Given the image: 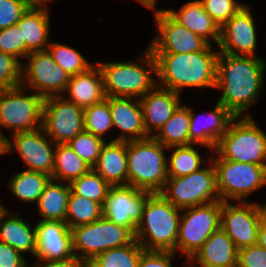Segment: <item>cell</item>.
Masks as SVG:
<instances>
[{
    "instance_id": "obj_1",
    "label": "cell",
    "mask_w": 266,
    "mask_h": 267,
    "mask_svg": "<svg viewBox=\"0 0 266 267\" xmlns=\"http://www.w3.org/2000/svg\"><path fill=\"white\" fill-rule=\"evenodd\" d=\"M266 63L255 56L219 53L216 87L224 91L217 101L234 117L252 106L263 88Z\"/></svg>"
},
{
    "instance_id": "obj_2",
    "label": "cell",
    "mask_w": 266,
    "mask_h": 267,
    "mask_svg": "<svg viewBox=\"0 0 266 267\" xmlns=\"http://www.w3.org/2000/svg\"><path fill=\"white\" fill-rule=\"evenodd\" d=\"M156 60L157 86L178 94L185 87H216L219 51L211 44L191 53H153Z\"/></svg>"
},
{
    "instance_id": "obj_3",
    "label": "cell",
    "mask_w": 266,
    "mask_h": 267,
    "mask_svg": "<svg viewBox=\"0 0 266 267\" xmlns=\"http://www.w3.org/2000/svg\"><path fill=\"white\" fill-rule=\"evenodd\" d=\"M181 211L160 193L151 194L144 206L141 221L136 226L137 242L144 250L176 253Z\"/></svg>"
},
{
    "instance_id": "obj_4",
    "label": "cell",
    "mask_w": 266,
    "mask_h": 267,
    "mask_svg": "<svg viewBox=\"0 0 266 267\" xmlns=\"http://www.w3.org/2000/svg\"><path fill=\"white\" fill-rule=\"evenodd\" d=\"M169 150L153 136L127 142L128 185L153 193H160L168 179Z\"/></svg>"
},
{
    "instance_id": "obj_5",
    "label": "cell",
    "mask_w": 266,
    "mask_h": 267,
    "mask_svg": "<svg viewBox=\"0 0 266 267\" xmlns=\"http://www.w3.org/2000/svg\"><path fill=\"white\" fill-rule=\"evenodd\" d=\"M141 59L143 65L149 67L148 70L142 63L140 65L130 62L97 63L103 78L105 96L141 98L157 85L156 79H153L150 73L153 71L156 75V60L149 48Z\"/></svg>"
},
{
    "instance_id": "obj_6",
    "label": "cell",
    "mask_w": 266,
    "mask_h": 267,
    "mask_svg": "<svg viewBox=\"0 0 266 267\" xmlns=\"http://www.w3.org/2000/svg\"><path fill=\"white\" fill-rule=\"evenodd\" d=\"M71 234L74 256L87 264L109 249L137 243L136 226H121L104 216L71 228Z\"/></svg>"
},
{
    "instance_id": "obj_7",
    "label": "cell",
    "mask_w": 266,
    "mask_h": 267,
    "mask_svg": "<svg viewBox=\"0 0 266 267\" xmlns=\"http://www.w3.org/2000/svg\"><path fill=\"white\" fill-rule=\"evenodd\" d=\"M214 150L222 159L266 166V133L250 115L234 117Z\"/></svg>"
},
{
    "instance_id": "obj_8",
    "label": "cell",
    "mask_w": 266,
    "mask_h": 267,
    "mask_svg": "<svg viewBox=\"0 0 266 267\" xmlns=\"http://www.w3.org/2000/svg\"><path fill=\"white\" fill-rule=\"evenodd\" d=\"M189 175L168 178L160 194L175 207L186 208L221 201L213 162Z\"/></svg>"
},
{
    "instance_id": "obj_9",
    "label": "cell",
    "mask_w": 266,
    "mask_h": 267,
    "mask_svg": "<svg viewBox=\"0 0 266 267\" xmlns=\"http://www.w3.org/2000/svg\"><path fill=\"white\" fill-rule=\"evenodd\" d=\"M212 156L221 201L244 202L248 195L266 185V166L240 163Z\"/></svg>"
},
{
    "instance_id": "obj_10",
    "label": "cell",
    "mask_w": 266,
    "mask_h": 267,
    "mask_svg": "<svg viewBox=\"0 0 266 267\" xmlns=\"http://www.w3.org/2000/svg\"><path fill=\"white\" fill-rule=\"evenodd\" d=\"M23 85L0 90V126L12 129V134L42 127L44 98L37 93L26 95Z\"/></svg>"
},
{
    "instance_id": "obj_11",
    "label": "cell",
    "mask_w": 266,
    "mask_h": 267,
    "mask_svg": "<svg viewBox=\"0 0 266 267\" xmlns=\"http://www.w3.org/2000/svg\"><path fill=\"white\" fill-rule=\"evenodd\" d=\"M222 201L183 209L179 220L176 250L190 259L211 234L220 228Z\"/></svg>"
},
{
    "instance_id": "obj_12",
    "label": "cell",
    "mask_w": 266,
    "mask_h": 267,
    "mask_svg": "<svg viewBox=\"0 0 266 267\" xmlns=\"http://www.w3.org/2000/svg\"><path fill=\"white\" fill-rule=\"evenodd\" d=\"M42 128L53 145L67 144L84 131V109L63 95L44 98Z\"/></svg>"
},
{
    "instance_id": "obj_13",
    "label": "cell",
    "mask_w": 266,
    "mask_h": 267,
    "mask_svg": "<svg viewBox=\"0 0 266 267\" xmlns=\"http://www.w3.org/2000/svg\"><path fill=\"white\" fill-rule=\"evenodd\" d=\"M266 205L222 201L220 227L238 249L257 244L258 229Z\"/></svg>"
},
{
    "instance_id": "obj_14",
    "label": "cell",
    "mask_w": 266,
    "mask_h": 267,
    "mask_svg": "<svg viewBox=\"0 0 266 267\" xmlns=\"http://www.w3.org/2000/svg\"><path fill=\"white\" fill-rule=\"evenodd\" d=\"M26 58L29 63L22 65L21 83L27 82L43 98L63 95L70 75L55 63L48 50L29 53Z\"/></svg>"
},
{
    "instance_id": "obj_15",
    "label": "cell",
    "mask_w": 266,
    "mask_h": 267,
    "mask_svg": "<svg viewBox=\"0 0 266 267\" xmlns=\"http://www.w3.org/2000/svg\"><path fill=\"white\" fill-rule=\"evenodd\" d=\"M158 35L149 46L152 53H191L204 50L209 43L176 21L165 9L155 10Z\"/></svg>"
},
{
    "instance_id": "obj_16",
    "label": "cell",
    "mask_w": 266,
    "mask_h": 267,
    "mask_svg": "<svg viewBox=\"0 0 266 267\" xmlns=\"http://www.w3.org/2000/svg\"><path fill=\"white\" fill-rule=\"evenodd\" d=\"M151 192L130 185L111 186L103 204V216L121 226H137Z\"/></svg>"
},
{
    "instance_id": "obj_17",
    "label": "cell",
    "mask_w": 266,
    "mask_h": 267,
    "mask_svg": "<svg viewBox=\"0 0 266 267\" xmlns=\"http://www.w3.org/2000/svg\"><path fill=\"white\" fill-rule=\"evenodd\" d=\"M44 133V135H43ZM43 128L30 132L12 134L13 141L7 139V153L13 148L28 166L29 171L42 172L52 176L54 168L55 149L52 141L45 136Z\"/></svg>"
},
{
    "instance_id": "obj_18",
    "label": "cell",
    "mask_w": 266,
    "mask_h": 267,
    "mask_svg": "<svg viewBox=\"0 0 266 267\" xmlns=\"http://www.w3.org/2000/svg\"><path fill=\"white\" fill-rule=\"evenodd\" d=\"M256 36L253 16L250 8L245 5L220 27L219 53L254 56L257 46Z\"/></svg>"
},
{
    "instance_id": "obj_19",
    "label": "cell",
    "mask_w": 266,
    "mask_h": 267,
    "mask_svg": "<svg viewBox=\"0 0 266 267\" xmlns=\"http://www.w3.org/2000/svg\"><path fill=\"white\" fill-rule=\"evenodd\" d=\"M36 227V253L40 262L62 261L74 256L71 229L66 222L40 220Z\"/></svg>"
},
{
    "instance_id": "obj_20",
    "label": "cell",
    "mask_w": 266,
    "mask_h": 267,
    "mask_svg": "<svg viewBox=\"0 0 266 267\" xmlns=\"http://www.w3.org/2000/svg\"><path fill=\"white\" fill-rule=\"evenodd\" d=\"M179 95L170 89L159 88L156 85L151 91L139 98L148 136H153L151 132L155 129L159 131L183 104Z\"/></svg>"
},
{
    "instance_id": "obj_21",
    "label": "cell",
    "mask_w": 266,
    "mask_h": 267,
    "mask_svg": "<svg viewBox=\"0 0 266 267\" xmlns=\"http://www.w3.org/2000/svg\"><path fill=\"white\" fill-rule=\"evenodd\" d=\"M132 99L133 98L108 96L113 127L116 126L123 131V134H120V136L118 135V137L112 141L128 142L149 137L144 126V118L139 98H136V101Z\"/></svg>"
},
{
    "instance_id": "obj_22",
    "label": "cell",
    "mask_w": 266,
    "mask_h": 267,
    "mask_svg": "<svg viewBox=\"0 0 266 267\" xmlns=\"http://www.w3.org/2000/svg\"><path fill=\"white\" fill-rule=\"evenodd\" d=\"M238 250L235 243L220 227L188 261L196 262L199 267H237ZM188 267H194V265Z\"/></svg>"
},
{
    "instance_id": "obj_23",
    "label": "cell",
    "mask_w": 266,
    "mask_h": 267,
    "mask_svg": "<svg viewBox=\"0 0 266 267\" xmlns=\"http://www.w3.org/2000/svg\"><path fill=\"white\" fill-rule=\"evenodd\" d=\"M47 6H29L16 23L25 42V58L29 53L47 50L50 20Z\"/></svg>"
},
{
    "instance_id": "obj_24",
    "label": "cell",
    "mask_w": 266,
    "mask_h": 267,
    "mask_svg": "<svg viewBox=\"0 0 266 267\" xmlns=\"http://www.w3.org/2000/svg\"><path fill=\"white\" fill-rule=\"evenodd\" d=\"M92 169L111 186L128 185L127 142H105Z\"/></svg>"
},
{
    "instance_id": "obj_25",
    "label": "cell",
    "mask_w": 266,
    "mask_h": 267,
    "mask_svg": "<svg viewBox=\"0 0 266 267\" xmlns=\"http://www.w3.org/2000/svg\"><path fill=\"white\" fill-rule=\"evenodd\" d=\"M69 93L67 100L81 108L101 102L106 96L103 88V78L97 64L87 71L70 76L65 92Z\"/></svg>"
},
{
    "instance_id": "obj_26",
    "label": "cell",
    "mask_w": 266,
    "mask_h": 267,
    "mask_svg": "<svg viewBox=\"0 0 266 267\" xmlns=\"http://www.w3.org/2000/svg\"><path fill=\"white\" fill-rule=\"evenodd\" d=\"M191 110L189 135L194 144L207 146L213 151L219 139L225 134L227 127L234 116L221 104L216 103L214 109L206 117V125L198 128V118Z\"/></svg>"
},
{
    "instance_id": "obj_27",
    "label": "cell",
    "mask_w": 266,
    "mask_h": 267,
    "mask_svg": "<svg viewBox=\"0 0 266 267\" xmlns=\"http://www.w3.org/2000/svg\"><path fill=\"white\" fill-rule=\"evenodd\" d=\"M166 11L181 25L194 34L201 36L209 44L208 36L212 37L219 44L220 27L205 11L198 0L187 2L181 7L179 12L172 9H166Z\"/></svg>"
},
{
    "instance_id": "obj_28",
    "label": "cell",
    "mask_w": 266,
    "mask_h": 267,
    "mask_svg": "<svg viewBox=\"0 0 266 267\" xmlns=\"http://www.w3.org/2000/svg\"><path fill=\"white\" fill-rule=\"evenodd\" d=\"M8 214L7 211L0 220V241L21 253L29 252L35 255L36 227L31 229L22 217L11 214L8 218Z\"/></svg>"
},
{
    "instance_id": "obj_29",
    "label": "cell",
    "mask_w": 266,
    "mask_h": 267,
    "mask_svg": "<svg viewBox=\"0 0 266 267\" xmlns=\"http://www.w3.org/2000/svg\"><path fill=\"white\" fill-rule=\"evenodd\" d=\"M62 183L51 179L45 186L37 202L38 213L43 217L41 220L65 222L71 186L70 183Z\"/></svg>"
},
{
    "instance_id": "obj_30",
    "label": "cell",
    "mask_w": 266,
    "mask_h": 267,
    "mask_svg": "<svg viewBox=\"0 0 266 267\" xmlns=\"http://www.w3.org/2000/svg\"><path fill=\"white\" fill-rule=\"evenodd\" d=\"M190 116L191 110L181 104L161 129L153 134V137L169 149L194 144L189 135Z\"/></svg>"
},
{
    "instance_id": "obj_31",
    "label": "cell",
    "mask_w": 266,
    "mask_h": 267,
    "mask_svg": "<svg viewBox=\"0 0 266 267\" xmlns=\"http://www.w3.org/2000/svg\"><path fill=\"white\" fill-rule=\"evenodd\" d=\"M52 180L71 183L92 168L80 158L67 144H55Z\"/></svg>"
},
{
    "instance_id": "obj_32",
    "label": "cell",
    "mask_w": 266,
    "mask_h": 267,
    "mask_svg": "<svg viewBox=\"0 0 266 267\" xmlns=\"http://www.w3.org/2000/svg\"><path fill=\"white\" fill-rule=\"evenodd\" d=\"M50 180L51 176L45 173L24 170L11 178L8 187L19 199L37 203Z\"/></svg>"
},
{
    "instance_id": "obj_33",
    "label": "cell",
    "mask_w": 266,
    "mask_h": 267,
    "mask_svg": "<svg viewBox=\"0 0 266 267\" xmlns=\"http://www.w3.org/2000/svg\"><path fill=\"white\" fill-rule=\"evenodd\" d=\"M103 216V207L88 198L75 194L72 190L68 198L66 220L69 228L90 224Z\"/></svg>"
},
{
    "instance_id": "obj_34",
    "label": "cell",
    "mask_w": 266,
    "mask_h": 267,
    "mask_svg": "<svg viewBox=\"0 0 266 267\" xmlns=\"http://www.w3.org/2000/svg\"><path fill=\"white\" fill-rule=\"evenodd\" d=\"M144 248L137 242L109 249L88 263V267H138Z\"/></svg>"
},
{
    "instance_id": "obj_35",
    "label": "cell",
    "mask_w": 266,
    "mask_h": 267,
    "mask_svg": "<svg viewBox=\"0 0 266 267\" xmlns=\"http://www.w3.org/2000/svg\"><path fill=\"white\" fill-rule=\"evenodd\" d=\"M193 145L170 147L173 151L170 160H167L168 178L189 175L201 169L202 157ZM169 165V166H168Z\"/></svg>"
},
{
    "instance_id": "obj_36",
    "label": "cell",
    "mask_w": 266,
    "mask_h": 267,
    "mask_svg": "<svg viewBox=\"0 0 266 267\" xmlns=\"http://www.w3.org/2000/svg\"><path fill=\"white\" fill-rule=\"evenodd\" d=\"M47 50L55 63L70 76L83 73L93 66L80 52L62 43H50Z\"/></svg>"
},
{
    "instance_id": "obj_37",
    "label": "cell",
    "mask_w": 266,
    "mask_h": 267,
    "mask_svg": "<svg viewBox=\"0 0 266 267\" xmlns=\"http://www.w3.org/2000/svg\"><path fill=\"white\" fill-rule=\"evenodd\" d=\"M70 186L75 194L100 203L102 206L111 187L93 169L80 178L74 179L70 183Z\"/></svg>"
},
{
    "instance_id": "obj_38",
    "label": "cell",
    "mask_w": 266,
    "mask_h": 267,
    "mask_svg": "<svg viewBox=\"0 0 266 267\" xmlns=\"http://www.w3.org/2000/svg\"><path fill=\"white\" fill-rule=\"evenodd\" d=\"M113 127L108 96L101 102L84 108V131L102 138Z\"/></svg>"
},
{
    "instance_id": "obj_39",
    "label": "cell",
    "mask_w": 266,
    "mask_h": 267,
    "mask_svg": "<svg viewBox=\"0 0 266 267\" xmlns=\"http://www.w3.org/2000/svg\"><path fill=\"white\" fill-rule=\"evenodd\" d=\"M104 143L103 138L83 131L71 139L67 145L92 168L97 163Z\"/></svg>"
},
{
    "instance_id": "obj_40",
    "label": "cell",
    "mask_w": 266,
    "mask_h": 267,
    "mask_svg": "<svg viewBox=\"0 0 266 267\" xmlns=\"http://www.w3.org/2000/svg\"><path fill=\"white\" fill-rule=\"evenodd\" d=\"M22 63L12 55L0 51V90L21 85Z\"/></svg>"
},
{
    "instance_id": "obj_41",
    "label": "cell",
    "mask_w": 266,
    "mask_h": 267,
    "mask_svg": "<svg viewBox=\"0 0 266 267\" xmlns=\"http://www.w3.org/2000/svg\"><path fill=\"white\" fill-rule=\"evenodd\" d=\"M212 19L222 27L245 4L236 0H198Z\"/></svg>"
},
{
    "instance_id": "obj_42",
    "label": "cell",
    "mask_w": 266,
    "mask_h": 267,
    "mask_svg": "<svg viewBox=\"0 0 266 267\" xmlns=\"http://www.w3.org/2000/svg\"><path fill=\"white\" fill-rule=\"evenodd\" d=\"M0 51L18 60L20 56L25 57V42L17 24L0 30Z\"/></svg>"
},
{
    "instance_id": "obj_43",
    "label": "cell",
    "mask_w": 266,
    "mask_h": 267,
    "mask_svg": "<svg viewBox=\"0 0 266 267\" xmlns=\"http://www.w3.org/2000/svg\"><path fill=\"white\" fill-rule=\"evenodd\" d=\"M28 7L24 0H0V30L15 25Z\"/></svg>"
},
{
    "instance_id": "obj_44",
    "label": "cell",
    "mask_w": 266,
    "mask_h": 267,
    "mask_svg": "<svg viewBox=\"0 0 266 267\" xmlns=\"http://www.w3.org/2000/svg\"><path fill=\"white\" fill-rule=\"evenodd\" d=\"M237 267H266V250L258 243L239 249Z\"/></svg>"
},
{
    "instance_id": "obj_45",
    "label": "cell",
    "mask_w": 266,
    "mask_h": 267,
    "mask_svg": "<svg viewBox=\"0 0 266 267\" xmlns=\"http://www.w3.org/2000/svg\"><path fill=\"white\" fill-rule=\"evenodd\" d=\"M175 254L173 251L143 250L138 267H173L171 259Z\"/></svg>"
},
{
    "instance_id": "obj_46",
    "label": "cell",
    "mask_w": 266,
    "mask_h": 267,
    "mask_svg": "<svg viewBox=\"0 0 266 267\" xmlns=\"http://www.w3.org/2000/svg\"><path fill=\"white\" fill-rule=\"evenodd\" d=\"M0 267H31L26 264L22 253L0 241Z\"/></svg>"
},
{
    "instance_id": "obj_47",
    "label": "cell",
    "mask_w": 266,
    "mask_h": 267,
    "mask_svg": "<svg viewBox=\"0 0 266 267\" xmlns=\"http://www.w3.org/2000/svg\"><path fill=\"white\" fill-rule=\"evenodd\" d=\"M31 267H88V264L77 256H73L67 260L45 262L43 265L39 262Z\"/></svg>"
},
{
    "instance_id": "obj_48",
    "label": "cell",
    "mask_w": 266,
    "mask_h": 267,
    "mask_svg": "<svg viewBox=\"0 0 266 267\" xmlns=\"http://www.w3.org/2000/svg\"><path fill=\"white\" fill-rule=\"evenodd\" d=\"M266 250V210L262 214L261 222L258 229V242Z\"/></svg>"
},
{
    "instance_id": "obj_49",
    "label": "cell",
    "mask_w": 266,
    "mask_h": 267,
    "mask_svg": "<svg viewBox=\"0 0 266 267\" xmlns=\"http://www.w3.org/2000/svg\"><path fill=\"white\" fill-rule=\"evenodd\" d=\"M7 153V138L0 131V155Z\"/></svg>"
},
{
    "instance_id": "obj_50",
    "label": "cell",
    "mask_w": 266,
    "mask_h": 267,
    "mask_svg": "<svg viewBox=\"0 0 266 267\" xmlns=\"http://www.w3.org/2000/svg\"><path fill=\"white\" fill-rule=\"evenodd\" d=\"M29 6H46V2L52 0H24ZM44 4V5H43Z\"/></svg>"
},
{
    "instance_id": "obj_51",
    "label": "cell",
    "mask_w": 266,
    "mask_h": 267,
    "mask_svg": "<svg viewBox=\"0 0 266 267\" xmlns=\"http://www.w3.org/2000/svg\"><path fill=\"white\" fill-rule=\"evenodd\" d=\"M156 1L157 0H148V8H150V9H155L156 8Z\"/></svg>"
},
{
    "instance_id": "obj_52",
    "label": "cell",
    "mask_w": 266,
    "mask_h": 267,
    "mask_svg": "<svg viewBox=\"0 0 266 267\" xmlns=\"http://www.w3.org/2000/svg\"><path fill=\"white\" fill-rule=\"evenodd\" d=\"M8 210L0 204V220Z\"/></svg>"
},
{
    "instance_id": "obj_53",
    "label": "cell",
    "mask_w": 266,
    "mask_h": 267,
    "mask_svg": "<svg viewBox=\"0 0 266 267\" xmlns=\"http://www.w3.org/2000/svg\"><path fill=\"white\" fill-rule=\"evenodd\" d=\"M137 1L148 8V0H137Z\"/></svg>"
}]
</instances>
